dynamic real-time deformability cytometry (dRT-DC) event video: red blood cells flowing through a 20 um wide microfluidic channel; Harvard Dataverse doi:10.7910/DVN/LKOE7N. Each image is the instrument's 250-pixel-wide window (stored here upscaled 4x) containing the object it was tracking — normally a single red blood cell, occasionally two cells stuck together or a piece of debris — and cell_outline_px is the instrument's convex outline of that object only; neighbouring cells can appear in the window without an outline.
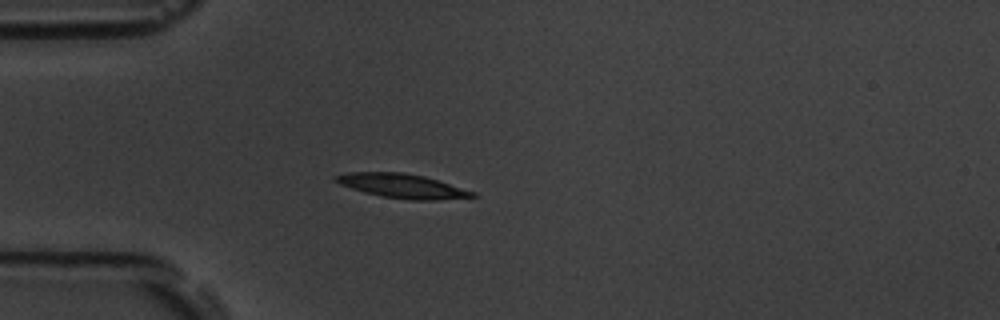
{"species": "common noctule bat (a hibernating species)", "species_latin": "Nyctalus noctula", "temperature_condition": "room temperature", "stored_images_in_passage": 40, "camera_frame_rate_fps": 3000, "um_per_image_px": 0.085, "animal": {"sex": "male", "body_mass_g": 19.5, "forearm_length_mm": 54.6}, "frame": {"image": 1, "passage_image": 1, "time_ms": 0.0, "image_size_px": [1000, 320], "cell_outline_px": [[476, 196], [436, 200], [408, 200], [384, 196], [364, 192], [340, 184], [332, 180], [336, 176], [348, 172], [400, 172], [424, 176], [476, 192]], "centroid_in_image_um": [34.18, 15.8], "position_along_channel_um": 50.8, "area_um2": 19.02}}
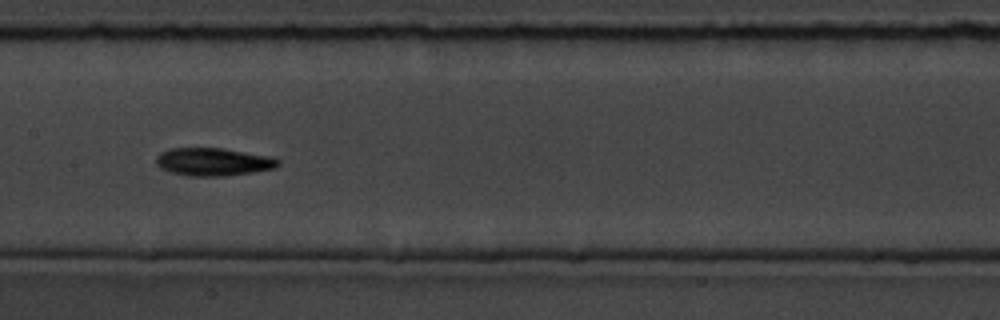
{"frame": {"image": 2, "passage_image": 13, "time_ms": 4.0, "image_size_px": [1000, 320], "cell_outline_px": [[280, 164], [276, 168], [228, 176], [188, 176], [168, 172], [160, 168], [156, 164], [156, 156], [160, 152], [168, 148], [220, 148], [272, 156], [280, 160]], "centroid_in_image_um": [18.11, 13.76], "position_along_channel_um": 189.3, "area_um2": 20.11}}
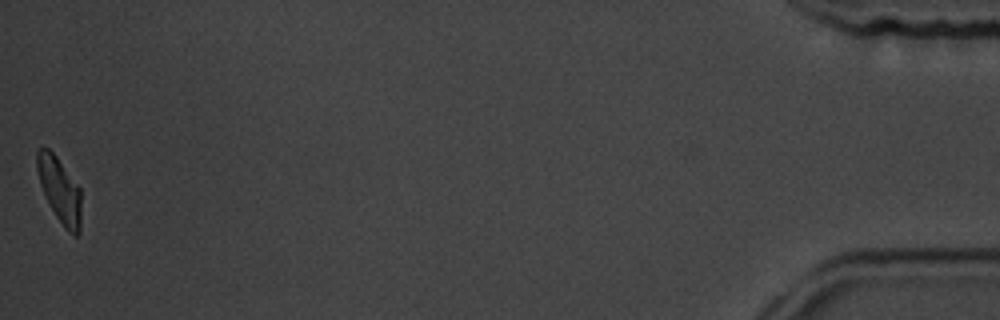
{"frame": {"image": 3, "passage_image": 40, "time_ms": 13.0, "image_size_px": [1000, 320], "cell_outline_px": [[80, 232], [76, 236], [68, 232], [64, 228], [56, 216], [40, 184], [36, 168], [36, 152], [40, 148], [48, 148], [56, 156], [80, 188]], "centroid_in_image_um": [5.06, 16.15], "position_along_channel_um": 430.1, "area_um2": 16.47}, "authors_computed_cell_mechanics": {"area_um2": 18.7272, "velocity_mm_per_s": 3.7637, "shape_relaxation_time_tau1_ms": 3.7589, "shape_relaxation_time_tau2_ms": 11.2608, "deformation_change_tau1": 0.148, "deformation_change_tau2": 0.1977}}